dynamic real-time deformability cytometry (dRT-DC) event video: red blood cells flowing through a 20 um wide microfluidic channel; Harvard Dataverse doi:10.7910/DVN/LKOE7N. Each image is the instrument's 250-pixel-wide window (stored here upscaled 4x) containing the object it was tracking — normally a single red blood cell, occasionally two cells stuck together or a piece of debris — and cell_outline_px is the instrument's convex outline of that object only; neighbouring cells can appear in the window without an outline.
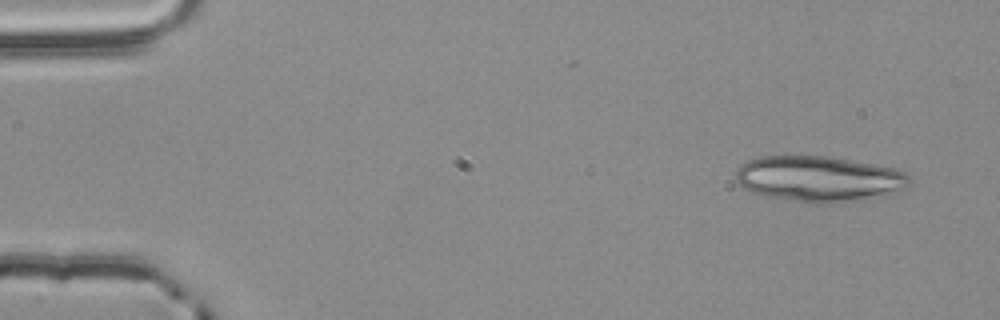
{"species": "common noctule bat (a hibernating species)", "species_latin": "Nyctalus noctula", "temperature_condition": "room temperature", "stored_images_in_passage": 3, "camera_frame_rate_fps": 3000, "um_per_image_px": 0.085, "animal": {"sex": "male", "body_mass_g": 20.4}, "frame": {"image": 1, "passage_image": 1, "time_ms": 0.0, "image_size_px": [1000, 320], "cell_outline_px": [[912, 184], [904, 188], [884, 196], [824, 204], [816, 204], [764, 196], [752, 192], [744, 188], [736, 180], [736, 168], [740, 164], [748, 160], [760, 156], [828, 156], [852, 160], [896, 168], [904, 172], [912, 180]], "centroid_in_image_um": [69.61, 15.2], "position_along_channel_um": 15.4, "area_um2": 46.53}}